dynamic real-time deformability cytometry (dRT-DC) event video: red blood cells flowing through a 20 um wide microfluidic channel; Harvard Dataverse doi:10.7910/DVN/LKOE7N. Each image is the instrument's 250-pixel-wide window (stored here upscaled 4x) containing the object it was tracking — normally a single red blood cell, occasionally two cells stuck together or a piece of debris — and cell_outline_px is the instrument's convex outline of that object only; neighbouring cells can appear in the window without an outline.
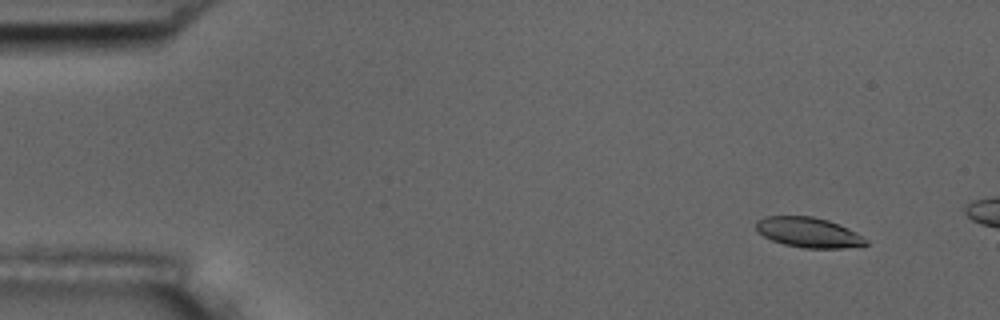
{"species": "common noctule bat (a hibernating species)", "species_latin": "Nyctalus noctula", "temperature_condition": "room temperature", "stored_images_in_passage": 3, "camera_frame_rate_fps": 3000, "um_per_image_px": 0.085, "animal": {"sex": "male", "body_mass_g": 17.5, "forearm_length_mm": 52.3}, "frame": {"image": 1, "passage_image": 1, "time_ms": 0.0, "image_size_px": [1000, 320], "cell_outline_px": [[868, 244], [844, 248], [804, 248], [784, 244], [772, 240], [764, 236], [756, 228], [756, 220], [764, 216], [812, 216], [828, 220], [848, 228], [856, 232], [868, 240]], "centroid_in_image_um": [68.72, 19.75], "position_along_channel_um": 16.3, "area_um2": 19.19}}